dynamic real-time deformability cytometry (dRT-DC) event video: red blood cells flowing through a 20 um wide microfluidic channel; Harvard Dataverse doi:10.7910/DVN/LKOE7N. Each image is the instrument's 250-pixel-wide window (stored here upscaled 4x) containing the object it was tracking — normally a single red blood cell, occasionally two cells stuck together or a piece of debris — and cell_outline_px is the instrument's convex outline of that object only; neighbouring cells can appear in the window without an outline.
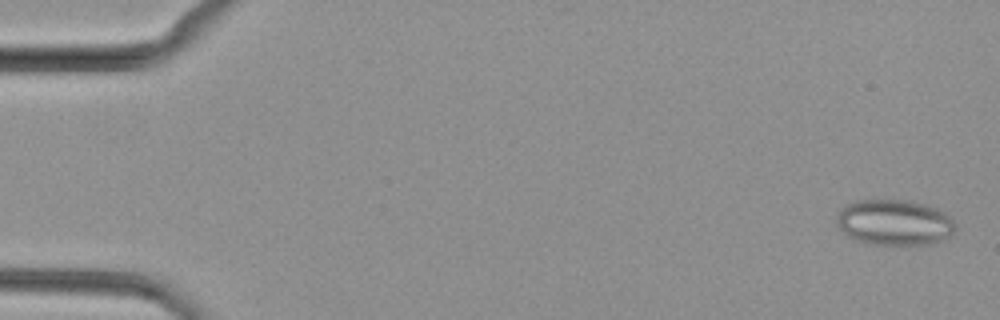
{"species": "common noctule bat (a hibernating species)", "species_latin": "Nyctalus noctula", "temperature_condition": "cold", "stored_images_in_passage": 50, "camera_frame_rate_fps": 3000, "um_per_image_px": 0.085, "animal": {"sex": "female", "body_mass_g": 29.2, "forearm_length_mm": 56.3}, "frame": {"image": 1, "passage_image": 2, "time_ms": 0.333, "image_size_px": [1000, 320], "cell_outline_px": [[956, 228], [952, 236], [944, 240], [928, 244], [876, 244], [856, 240], [848, 236], [836, 224], [836, 216], [840, 208], [856, 200], [908, 200], [924, 204], [936, 208], [944, 212], [952, 220]], "centroid_in_image_um": [76.02, 18.9], "position_along_channel_um": 9.0, "area_um2": 31.62}}
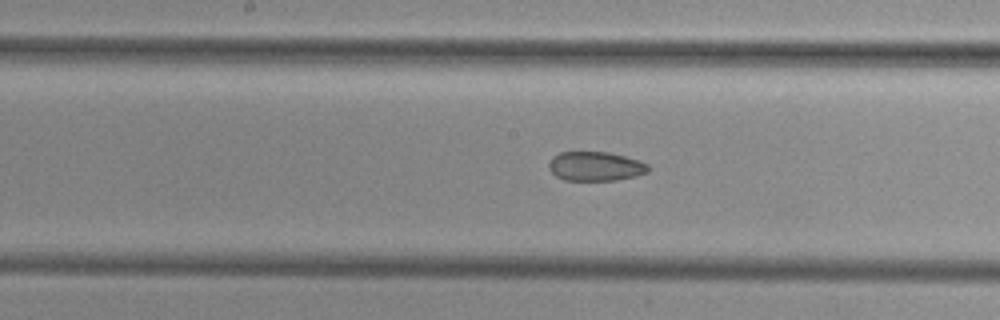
{"frame": {"image": 2, "passage_image": 26, "time_ms": 8.333, "image_size_px": [1000, 320], "cell_outline_px": [[648, 172], [636, 176], [616, 180], [564, 180], [556, 176], [548, 168], [548, 164], [560, 152], [608, 152], [640, 160], [648, 164]], "centroid_in_image_um": [50.64, 14.14], "position_along_channel_um": 197.6, "area_um2": 16.82}}
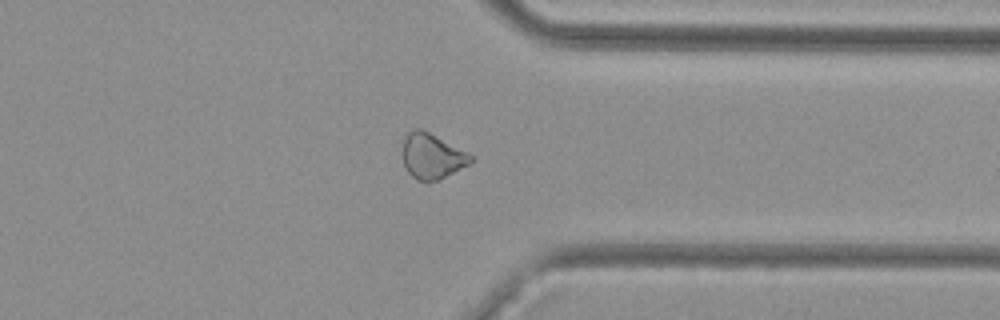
{"frame": {"image": 3, "passage_image": 39, "time_ms": 12.667, "image_size_px": [1000, 320], "cell_outline_px": [[472, 160], [468, 164], [436, 180], [416, 180], [404, 168], [404, 136], [408, 132], [416, 128], [420, 128], [468, 152], [472, 156]], "centroid_in_image_um": [36.69, 13.25], "position_along_channel_um": 374.7, "area_um2": 17.46}}